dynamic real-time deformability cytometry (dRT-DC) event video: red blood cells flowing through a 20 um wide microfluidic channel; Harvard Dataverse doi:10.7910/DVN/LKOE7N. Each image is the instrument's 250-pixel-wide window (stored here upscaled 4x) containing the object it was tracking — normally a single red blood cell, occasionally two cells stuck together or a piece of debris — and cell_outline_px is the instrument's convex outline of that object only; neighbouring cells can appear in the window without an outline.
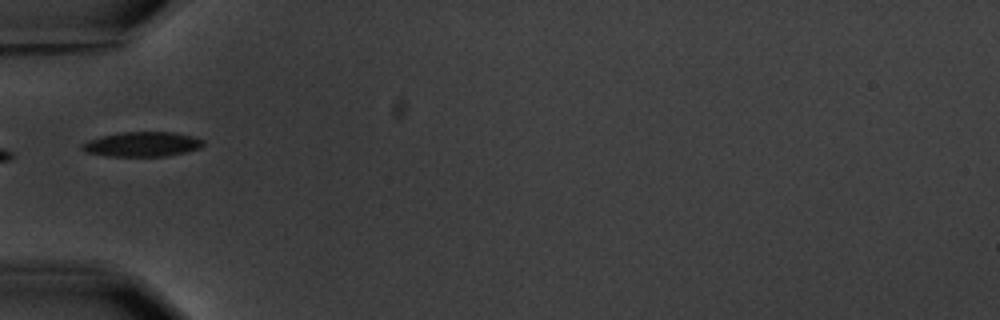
{"species": "common noctule bat (a hibernating species)", "species_latin": "Nyctalus noctula", "temperature_condition": "warm", "stored_images_in_passage": 8, "camera_frame_rate_fps": 3000, "um_per_image_px": 0.085, "animal": {"sex": "male", "body_mass_g": 20.1, "forearm_length_mm": 53.5}, "frame": {"image": 1, "passage_image": 6, "time_ms": 6.667, "image_size_px": [1000, 320], "cell_outline_px": [[204, 144], [200, 148], [184, 152], [164, 156], [108, 156], [84, 152], [80, 148], [80, 144], [88, 140], [100, 136], [120, 132], [172, 132], [192, 136], [204, 140]], "centroid_in_image_um": [12.03, 12.25], "position_along_channel_um": 73.0, "area_um2": 17.51}}
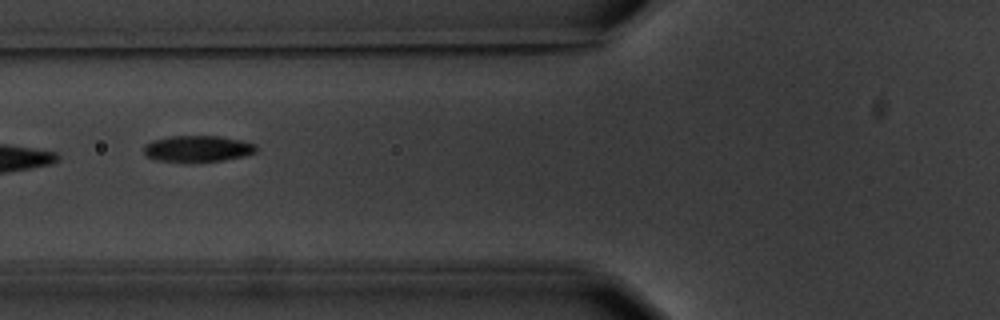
{"frame": {"image": 2, "passage_image": 7, "time_ms": 7.667, "image_size_px": [1000, 320], "cell_outline_px": [[256, 152], [244, 156], [224, 160], [156, 160], [148, 156], [144, 152], [144, 144], [152, 140], [172, 136], [220, 136], [240, 140], [256, 144]], "centroid_in_image_um": [16.82, 12.61], "position_along_channel_um": 109.0, "area_um2": 16.7}}